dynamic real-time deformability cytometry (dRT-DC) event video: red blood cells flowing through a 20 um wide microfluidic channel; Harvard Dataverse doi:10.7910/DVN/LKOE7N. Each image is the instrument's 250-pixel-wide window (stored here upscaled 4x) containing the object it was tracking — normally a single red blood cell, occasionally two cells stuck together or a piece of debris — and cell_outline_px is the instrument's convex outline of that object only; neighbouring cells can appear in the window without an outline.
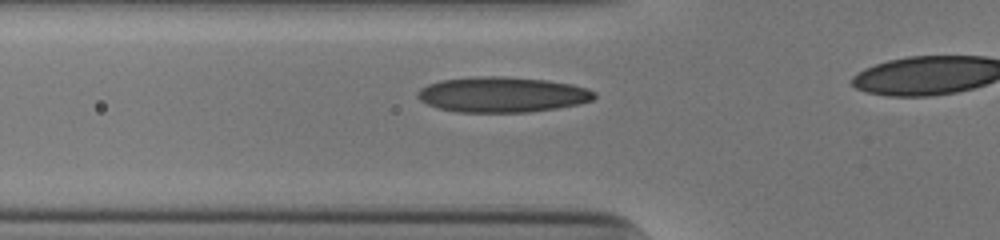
{"species": "human", "species_latin": "Homo sapiens", "temperature_condition": "cold", "stored_images_in_passage": 29, "camera_frame_rate_fps": 3000, "um_per_image_px": 0.085, "donor": {"sex": "male"}, "frame": {"image": 1, "passage_image": 11, "time_ms": 3.333, "image_size_px": [1000, 240], "cell_outline_px": [[596, 96], [592, 100], [580, 104], [556, 108], [528, 112], [456, 112], [440, 108], [428, 104], [420, 100], [416, 96], [416, 92], [420, 88], [428, 84], [440, 80], [480, 76], [504, 76], [548, 80], [572, 84], [588, 88], [596, 92]], "centroid_in_image_um": [42.7, 8.03], "position_along_channel_um": 83.1, "area_um2": 36.65}}
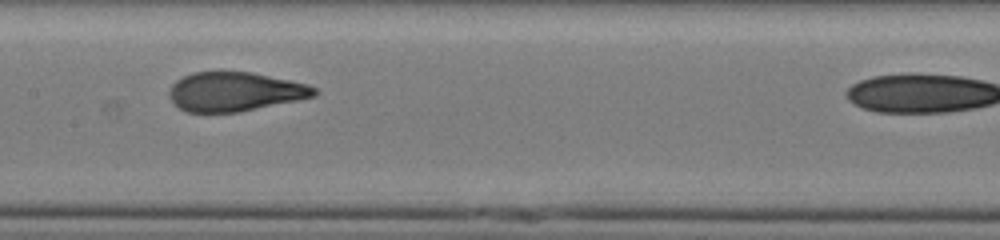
{"frame": {"image": 2, "passage_image": 19, "time_ms": 6.0, "image_size_px": [1000, 240], "cell_outline_px": [[320, 92], [316, 96], [240, 112], [184, 112], [168, 96], [168, 92], [172, 84], [176, 80], [192, 72], [252, 72], [308, 84], [316, 88]], "centroid_in_image_um": [19.97, 7.79], "position_along_channel_um": 187.4, "area_um2": 33.12}}
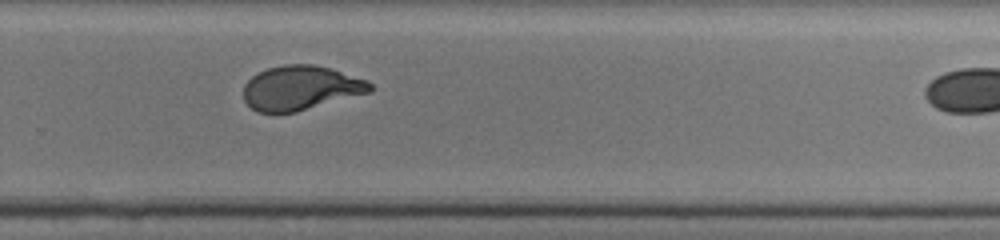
{"frame": {"image": 3, "passage_image": 28, "time_ms": 9.0, "image_size_px": [1000, 240], "cell_outline_px": [[372, 92], [296, 112], [256, 112], [244, 100], [244, 84], [252, 76], [268, 68], [284, 64], [312, 64], [328, 68], [368, 80], [372, 84]], "centroid_in_image_um": [25.57, 7.48], "position_along_channel_um": 304.2, "area_um2": 32.66}}